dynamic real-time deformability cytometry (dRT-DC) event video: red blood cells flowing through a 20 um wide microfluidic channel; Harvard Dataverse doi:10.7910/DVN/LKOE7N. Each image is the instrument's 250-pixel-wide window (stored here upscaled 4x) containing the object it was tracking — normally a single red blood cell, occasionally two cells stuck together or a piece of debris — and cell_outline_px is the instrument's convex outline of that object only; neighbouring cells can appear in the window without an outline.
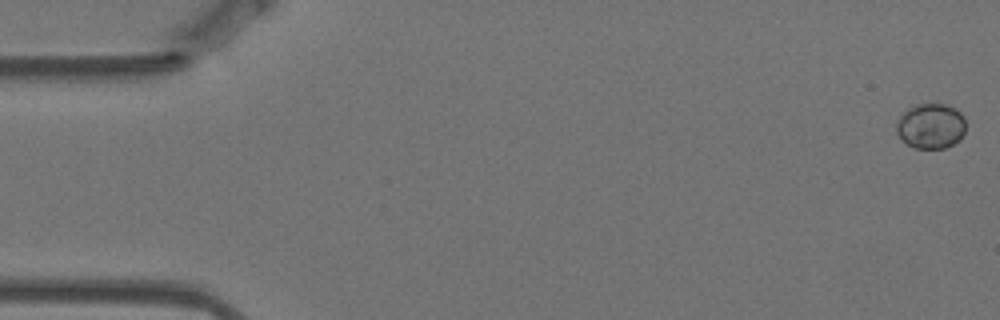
{"species": "Egyptian fruit bat (a non-hibernating species)", "species_latin": "Rousettus aegyptiacus", "temperature_condition": "warm", "stored_images_in_passage": 58, "camera_frame_rate_fps": 3000, "um_per_image_px": 0.085, "animal": {"sex": "female"}, "frame": {"image": 1, "passage_image": 1, "time_ms": 0.0, "image_size_px": [1000, 320], "cell_outline_px": [[964, 132], [960, 140], [944, 148], [916, 148], [908, 144], [896, 132], [896, 124], [900, 112], [916, 104], [948, 104], [956, 108], [964, 116]], "centroid_in_image_um": [79.11, 10.68], "position_along_channel_um": 5.9, "area_um2": 18.38}}
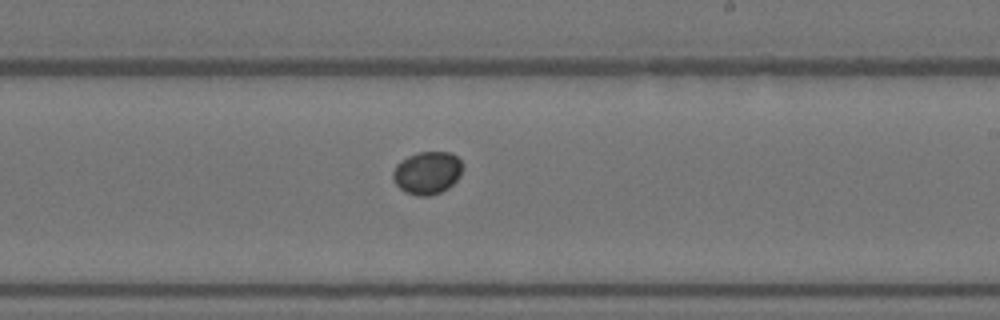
{"frame": {"image": 2, "passage_image": 34, "time_ms": 11.0, "image_size_px": [1000, 320], "cell_outline_px": [[460, 176], [448, 188], [440, 192], [428, 196], [416, 196], [404, 192], [396, 184], [392, 176], [392, 172], [396, 164], [400, 160], [416, 152], [452, 152], [460, 160]], "centroid_in_image_um": [36.27, 14.69], "position_along_channel_um": 252.7, "area_um2": 17.34}}
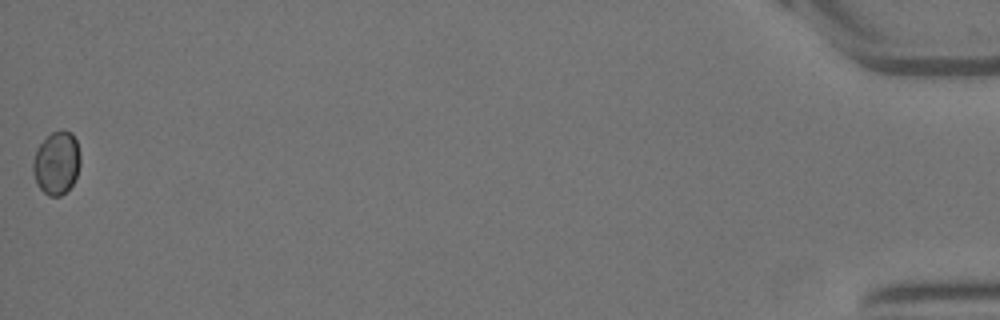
{"frame": {"image": 3, "passage_image": 58, "time_ms": 19.0, "image_size_px": [1000, 320], "cell_outline_px": [[80, 164], [76, 176], [72, 184], [60, 196], [48, 196], [36, 184], [32, 172], [32, 164], [36, 148], [52, 132], [64, 128], [72, 132], [76, 140], [80, 152]], "centroid_in_image_um": [4.8, 13.82], "position_along_channel_um": 430.4, "area_um2": 17.57}}